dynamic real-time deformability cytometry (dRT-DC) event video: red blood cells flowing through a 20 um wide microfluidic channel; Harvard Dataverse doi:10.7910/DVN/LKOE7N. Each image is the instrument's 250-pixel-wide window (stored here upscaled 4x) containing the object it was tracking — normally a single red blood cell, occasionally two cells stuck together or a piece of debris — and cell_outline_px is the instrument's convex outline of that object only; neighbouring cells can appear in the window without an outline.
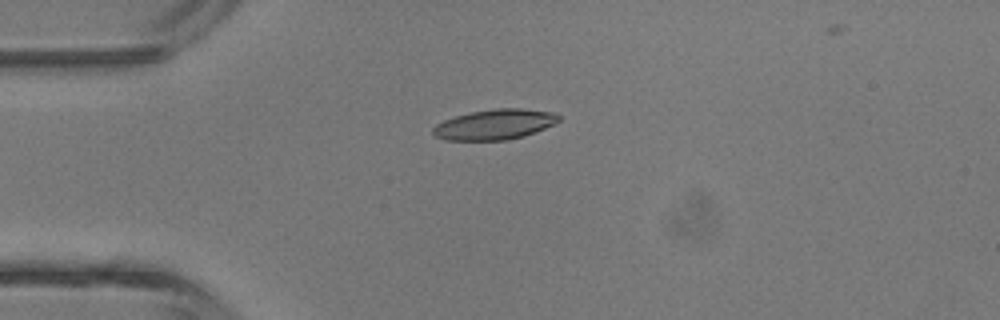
{"species": "common noctule bat (a hibernating species)", "species_latin": "Nyctalus noctula", "temperature_condition": "room temperature", "stored_images_in_passage": 4, "camera_frame_rate_fps": 3000, "um_per_image_px": 0.085, "animal": {"sex": "male", "body_mass_g": 13.3}, "frame": {"image": 1, "passage_image": 4, "time_ms": 3.333, "image_size_px": [1000, 320], "cell_outline_px": [[560, 120], [544, 128], [524, 136], [504, 140], [444, 140], [436, 136], [432, 132], [432, 128], [436, 124], [444, 120], [456, 116], [472, 112], [496, 108], [520, 108], [556, 112], [560, 116]], "centroid_in_image_um": [42.05, 10.57], "position_along_channel_um": 43.0, "area_um2": 22.08}}